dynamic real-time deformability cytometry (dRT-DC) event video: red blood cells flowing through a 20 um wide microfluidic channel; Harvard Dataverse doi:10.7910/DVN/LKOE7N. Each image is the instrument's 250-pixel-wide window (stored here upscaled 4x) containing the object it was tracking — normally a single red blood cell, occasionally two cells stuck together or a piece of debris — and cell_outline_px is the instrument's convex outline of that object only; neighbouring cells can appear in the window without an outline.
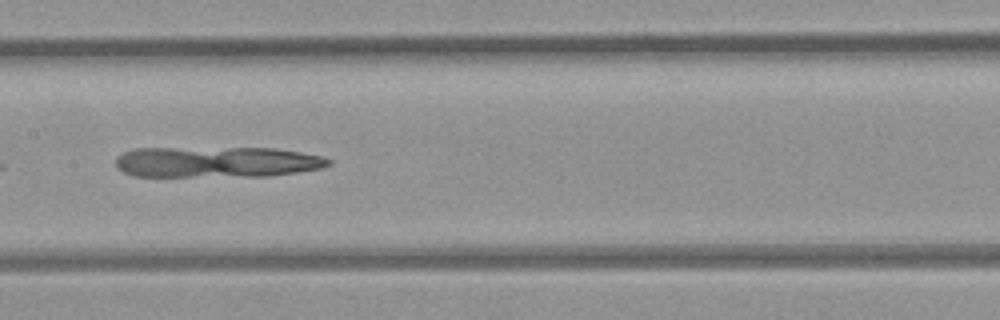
{"species": "common noctule bat (a hibernating species)", "species_latin": "Nyctalus noctula", "temperature_condition": "room temperature", "stored_images_in_passage": 33, "camera_frame_rate_fps": 3000, "um_per_image_px": 0.085, "animal": {"sex": "female", "body_mass_g": 21.9}, "frame": {"image": 1, "passage_image": 13, "time_ms": 4.0, "image_size_px": [1000, 320], "cell_outline_px": [[332, 164], [320, 168], [296, 172], [268, 176], [136, 176], [124, 172], [116, 164], [116, 160], [124, 152], [136, 148], [276, 148], [324, 156], [332, 160]], "centroid_in_image_um": [18.48, 13.76], "position_along_channel_um": 188.9, "area_um2": 38.15}}
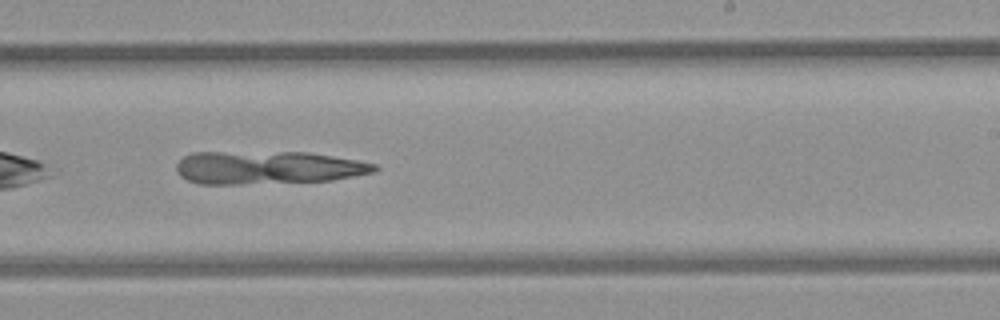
{"frame": {"image": 2, "passage_image": 19, "time_ms": 6.0, "image_size_px": [1000, 320], "cell_outline_px": [[380, 168], [376, 172], [332, 180], [240, 184], [200, 184], [188, 180], [180, 176], [176, 172], [176, 164], [184, 156], [192, 152], [308, 152], [356, 160], [376, 164]], "centroid_in_image_um": [22.75, 14.24], "position_along_channel_um": 266.2, "area_um2": 38.26}}
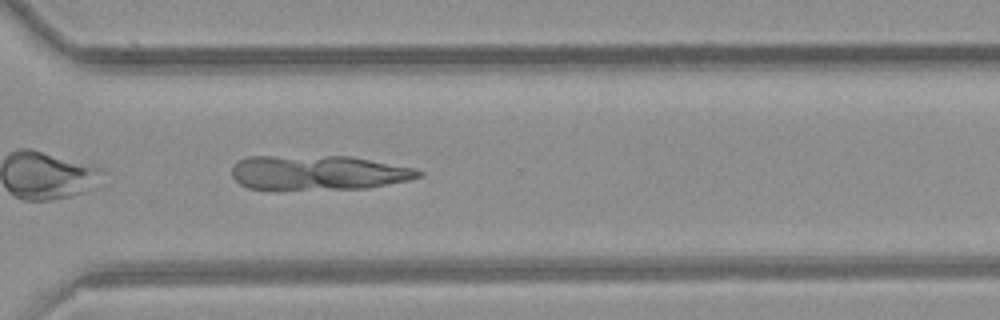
{"frame": {"image": 3, "passage_image": 25, "time_ms": 8.0, "image_size_px": [1000, 320], "cell_outline_px": [[424, 176], [408, 180], [368, 188], [248, 188], [240, 184], [232, 176], [232, 168], [240, 160], [248, 156], [352, 156], [416, 168], [424, 172]], "centroid_in_image_um": [27.12, 14.65], "position_along_channel_um": 343.5, "area_um2": 37.34}}